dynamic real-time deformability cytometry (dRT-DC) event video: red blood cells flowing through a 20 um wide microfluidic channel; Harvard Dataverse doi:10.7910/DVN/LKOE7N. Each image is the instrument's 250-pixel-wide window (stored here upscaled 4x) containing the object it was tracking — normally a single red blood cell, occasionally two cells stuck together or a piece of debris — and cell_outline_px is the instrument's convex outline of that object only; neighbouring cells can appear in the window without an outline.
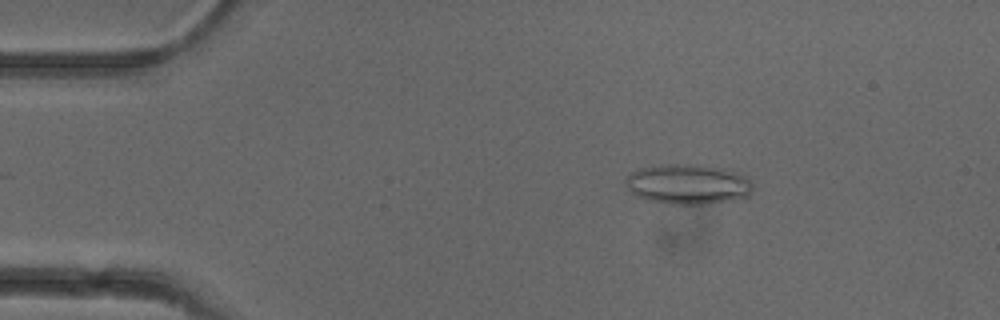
{"species": "common noctule bat (a hibernating species)", "species_latin": "Nyctalus noctula", "temperature_condition": "cold", "stored_images_in_passage": 48, "camera_frame_rate_fps": 3000, "um_per_image_px": 0.085, "animal": {"sex": "female"}, "frame": {"image": 1, "passage_image": 9, "time_ms": 2.667, "image_size_px": [1000, 320], "cell_outline_px": [[752, 188], [748, 196], [728, 200], [700, 204], [668, 204], [644, 200], [636, 196], [624, 184], [624, 180], [632, 172], [640, 168], [660, 164], [692, 164], [720, 168], [736, 172], [748, 176], [752, 184]], "centroid_in_image_um": [58.43, 15.65], "position_along_channel_um": 26.6, "area_um2": 29.71}}
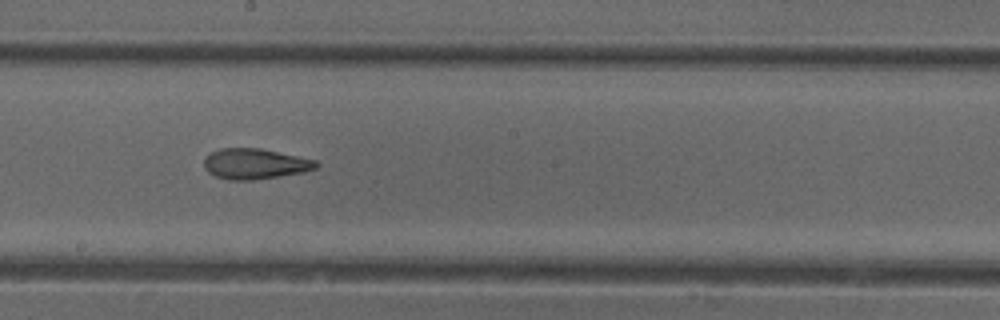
{"frame": {"image": 2, "passage_image": 29, "time_ms": 9.333, "image_size_px": [1000, 320], "cell_outline_px": [[320, 164], [316, 168], [304, 172], [252, 180], [228, 180], [216, 176], [208, 172], [204, 168], [204, 156], [220, 148], [260, 148], [316, 160]], "centroid_in_image_um": [21.65, 13.92], "position_along_channel_um": 226.5, "area_um2": 19.94}}
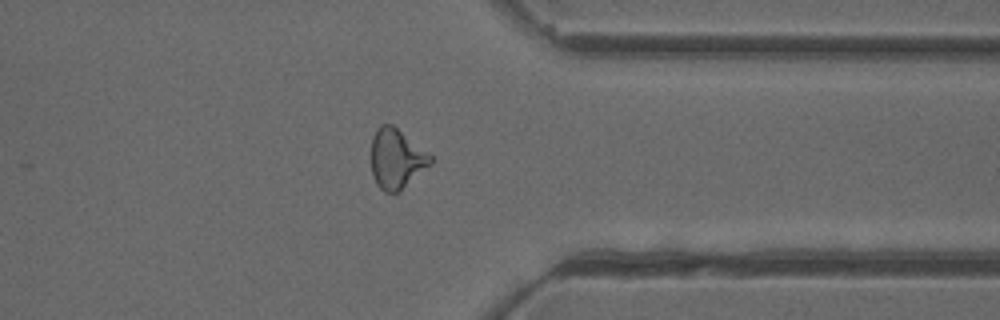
{"frame": {"image": 3, "passage_image": 41, "time_ms": 13.333, "image_size_px": [1000, 320], "cell_outline_px": [[432, 164], [400, 192], [384, 192], [376, 184], [372, 176], [372, 136], [376, 128], [380, 124], [392, 124], [428, 152], [432, 156]], "centroid_in_image_um": [33.7, 13.5], "position_along_channel_um": 377.7, "area_um2": 20.87}, "authors_computed_cell_mechanics": {"area_um2": 20.8658, "velocity_mm_per_s": 3.9472, "shape_relaxation_time_tau1_ms": null, "shape_relaxation_time_tau2_ms": 2.2607, "deformation_change_tau1": null, "deformation_change_tau2": 0.1015}}